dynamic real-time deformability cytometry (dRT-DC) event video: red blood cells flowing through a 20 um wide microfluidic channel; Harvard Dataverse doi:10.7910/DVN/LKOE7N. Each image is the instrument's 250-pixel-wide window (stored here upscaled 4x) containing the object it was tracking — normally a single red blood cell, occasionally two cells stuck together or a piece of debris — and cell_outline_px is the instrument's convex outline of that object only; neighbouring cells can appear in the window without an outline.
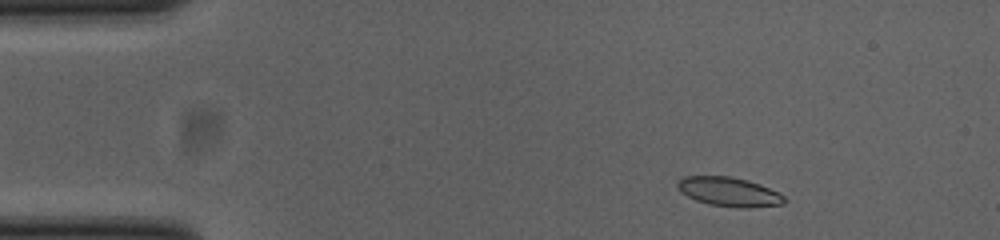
{"species": "common noctule bat (a hibernating species)", "species_latin": "Nyctalus noctula", "temperature_condition": "cold", "stored_images_in_passage": 46, "camera_frame_rate_fps": 3000, "um_per_image_px": 0.085, "animal": {"sex": "female", "body_mass_g": 23.0, "forearm_length_mm": 53.4}, "frame": {"image": 1, "passage_image": 1, "time_ms": 0.0, "image_size_px": [1000, 240], "cell_outline_px": [[788, 200], [784, 204], [748, 208], [736, 208], [708, 204], [696, 200], [680, 192], [676, 188], [676, 184], [684, 176], [732, 176], [748, 180], [760, 184], [780, 192]], "centroid_in_image_um": [62.0, 16.31], "position_along_channel_um": 23.0, "area_um2": 18.5}}
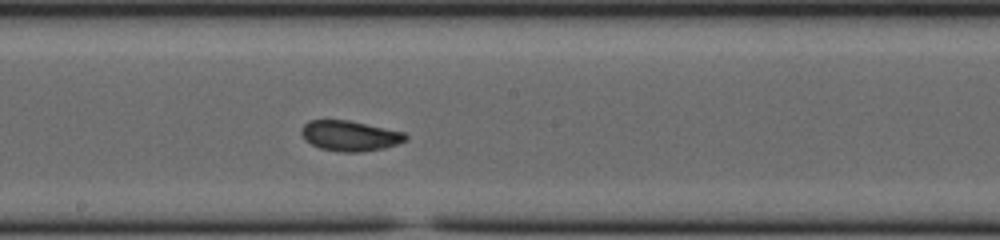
{"frame": {"image": 2, "passage_image": 22, "time_ms": 7.0, "image_size_px": [1000, 240], "cell_outline_px": [[408, 140], [384, 148], [360, 152], [340, 152], [320, 148], [304, 140], [300, 132], [300, 128], [308, 120], [348, 120], [404, 132], [408, 136]], "centroid_in_image_um": [29.71, 11.54], "position_along_channel_um": 218.5, "area_um2": 18.5}}
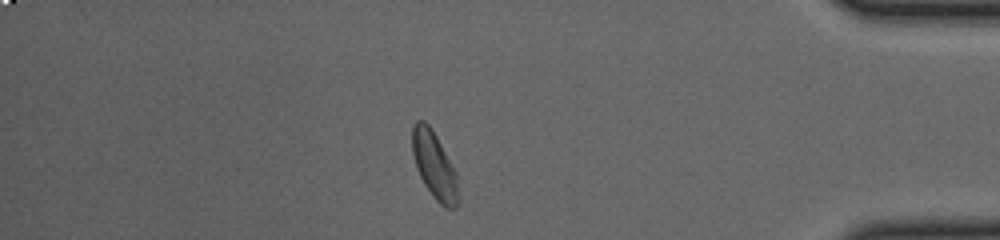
{"frame": {"image": 3, "passage_image": 39, "time_ms": 12.667, "image_size_px": [1000, 240], "cell_outline_px": [[460, 200], [456, 208], [444, 208], [432, 196], [424, 184], [416, 168], [412, 152], [412, 128], [416, 120], [424, 120], [428, 124], [436, 136], [456, 172], [460, 196]], "centroid_in_image_um": [36.93, 14.11], "position_along_channel_um": 398.3, "area_um2": 18.09}, "authors_computed_cell_mechanics": {"area_um2": 18.2937, "velocity_mm_per_s": 3.851, "shape_relaxation_time_tau1_ms": 5.5006, "shape_relaxation_time_tau2_ms": 1.156, "deformation_change_tau1": 0.1338, "deformation_change_tau2": 0.0625}}